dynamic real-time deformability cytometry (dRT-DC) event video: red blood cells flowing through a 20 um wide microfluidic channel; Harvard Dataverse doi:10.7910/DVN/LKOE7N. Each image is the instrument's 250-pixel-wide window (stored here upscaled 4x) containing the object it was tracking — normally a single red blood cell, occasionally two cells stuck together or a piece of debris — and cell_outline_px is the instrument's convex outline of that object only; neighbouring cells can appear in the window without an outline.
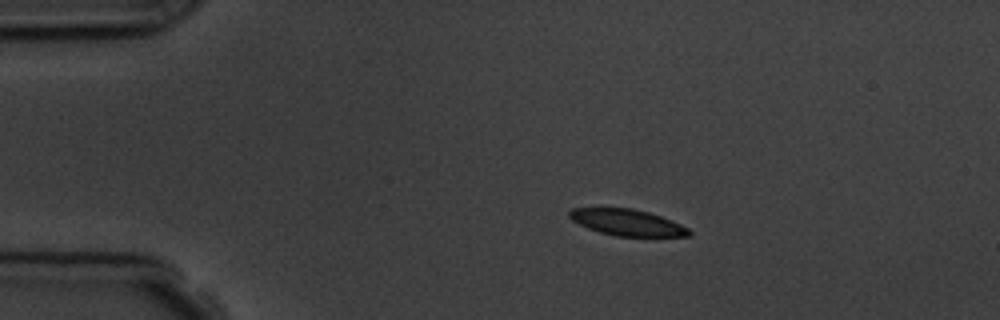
{"species": "common noctule bat (a hibernating species)", "species_latin": "Nyctalus noctula", "temperature_condition": "room temperature", "stored_images_in_passage": 5, "camera_frame_rate_fps": 3000, "um_per_image_px": 0.085, "animal": {"sex": "male", "body_mass_g": 19.5, "forearm_length_mm": 54.6}, "frame": {"image": 1, "passage_image": 1, "time_ms": 0.0, "image_size_px": [1000, 320], "cell_outline_px": [[692, 232], [688, 236], [616, 236], [600, 232], [588, 228], [572, 220], [568, 216], [568, 212], [572, 208], [632, 208], [648, 212], [672, 220], [688, 228]], "centroid_in_image_um": [53.3, 18.9], "position_along_channel_um": 31.7, "area_um2": 18.21}}
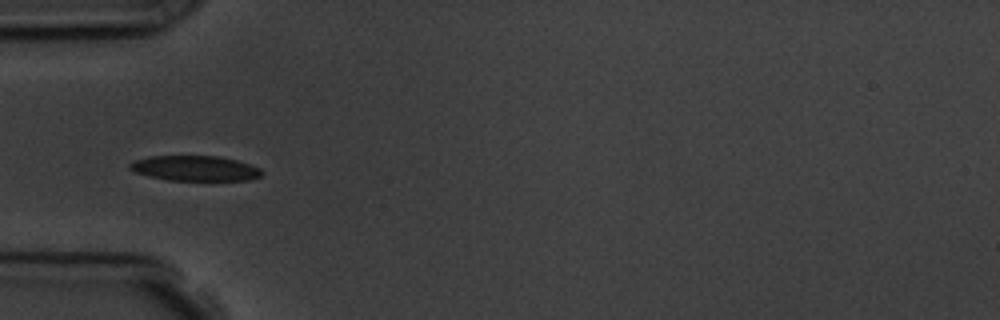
{"frame": {"image": 2, "passage_image": 3, "time_ms": 2.333, "image_size_px": [1000, 320], "cell_outline_px": [[264, 172], [260, 176], [252, 180], [168, 180], [136, 172], [128, 168], [128, 164], [132, 160], [148, 156], [216, 156], [236, 160], [260, 168]], "centroid_in_image_um": [16.56, 14.3], "position_along_channel_um": 68.4, "area_um2": 19.31}}